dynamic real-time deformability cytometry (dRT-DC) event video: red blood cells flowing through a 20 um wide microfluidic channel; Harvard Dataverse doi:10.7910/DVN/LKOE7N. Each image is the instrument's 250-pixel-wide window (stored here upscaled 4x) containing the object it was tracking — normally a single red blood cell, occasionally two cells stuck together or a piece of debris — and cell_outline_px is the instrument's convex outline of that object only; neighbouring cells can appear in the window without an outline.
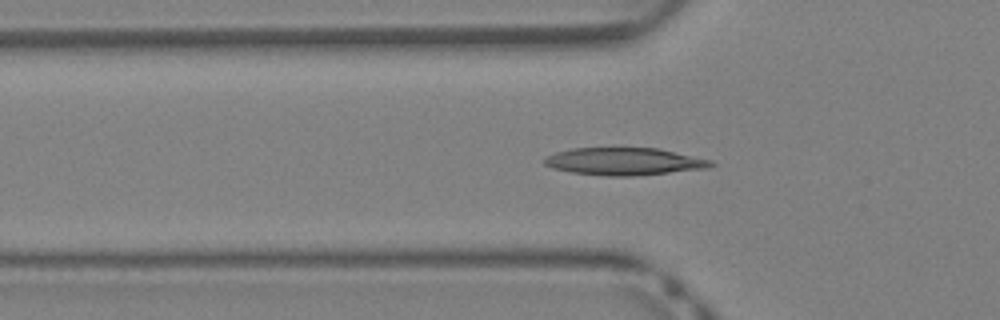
{"species": "Egyptian fruit bat (a non-hibernating species)", "species_latin": "Rousettus aegyptiacus", "temperature_condition": "warm", "stored_images_in_passage": 39, "camera_frame_rate_fps": 3000, "um_per_image_px": 0.085, "animal": {"sex": "female"}, "frame": {"image": 1, "passage_image": 12, "time_ms": 3.667, "image_size_px": [1000, 320], "cell_outline_px": [[716, 164], [708, 168], [632, 176], [608, 176], [572, 172], [552, 168], [544, 164], [544, 156], [556, 152], [572, 148], [660, 148], [712, 160]], "centroid_in_image_um": [53.06, 13.71], "position_along_channel_um": 72.7, "area_um2": 26.65}}
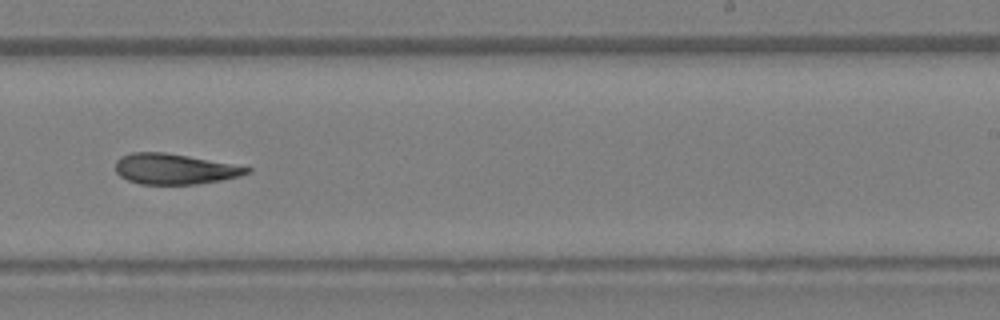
{"frame": {"image": 2, "passage_image": 24, "time_ms": 7.667, "image_size_px": [1000, 320], "cell_outline_px": [[252, 172], [240, 176], [220, 180], [196, 184], [140, 184], [128, 180], [120, 176], [116, 172], [116, 160], [120, 156], [132, 152], [164, 152], [188, 156], [252, 168]], "centroid_in_image_um": [14.8, 14.36], "position_along_channel_um": 274.2, "area_um2": 23.24}}
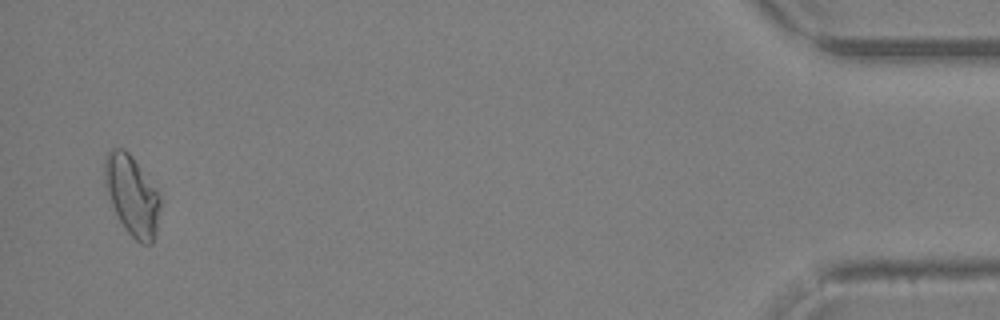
{"frame": {"image": 3, "passage_image": 38, "time_ms": 12.333, "image_size_px": [1000, 320], "cell_outline_px": [[160, 208], [156, 232], [152, 244], [140, 244], [124, 228], [112, 204], [108, 192], [104, 172], [104, 160], [108, 152], [112, 148], [124, 148], [132, 156], [160, 188]], "centroid_in_image_um": [11.28, 16.58], "position_along_channel_um": 423.9, "area_um2": 26.13}}